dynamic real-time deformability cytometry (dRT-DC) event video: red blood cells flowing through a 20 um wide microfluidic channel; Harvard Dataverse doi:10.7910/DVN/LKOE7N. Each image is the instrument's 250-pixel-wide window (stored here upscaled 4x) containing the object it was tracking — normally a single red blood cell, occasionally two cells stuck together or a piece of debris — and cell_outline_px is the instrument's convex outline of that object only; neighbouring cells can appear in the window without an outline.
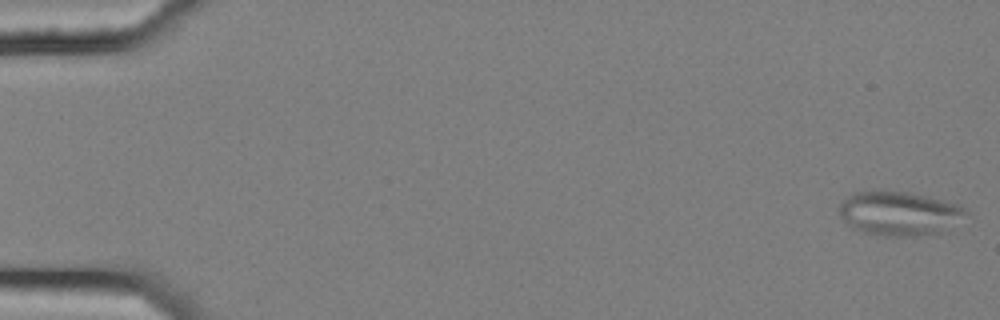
{"species": "common noctule bat (a hibernating species)", "species_latin": "Nyctalus noctula", "temperature_condition": "cold", "stored_images_in_passage": 5, "camera_frame_rate_fps": 3000, "um_per_image_px": 0.085, "animal": {"sex": "female", "body_mass_g": 25.1}, "frame": {"image": 1, "passage_image": 1, "time_ms": 0.0, "image_size_px": [1000, 320], "cell_outline_px": [[968, 212], [940, 232], [916, 236], [880, 236], [864, 232], [852, 228], [840, 216], [840, 204], [852, 192], [904, 192], [924, 196], [960, 204]], "centroid_in_image_um": [76.38, 18.15], "position_along_channel_um": 8.6, "area_um2": 31.73}}
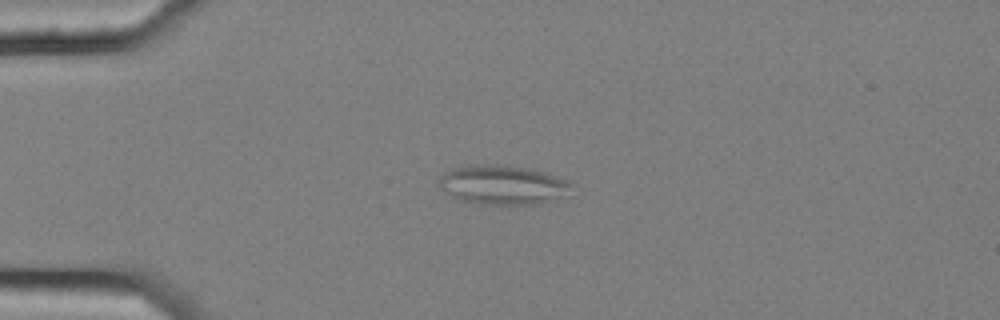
{"frame": {"image": 2, "passage_image": 4, "time_ms": 1.0, "image_size_px": [1000, 320], "cell_outline_px": [[576, 184], [568, 196], [556, 200], [540, 204], [480, 204], [460, 200], [452, 196], [440, 188], [436, 184], [440, 176], [444, 172], [452, 168], [468, 164], [496, 164], [528, 168], [548, 172], [560, 176]], "centroid_in_image_um": [42.8, 15.7], "position_along_channel_um": 42.2, "area_um2": 31.33}}